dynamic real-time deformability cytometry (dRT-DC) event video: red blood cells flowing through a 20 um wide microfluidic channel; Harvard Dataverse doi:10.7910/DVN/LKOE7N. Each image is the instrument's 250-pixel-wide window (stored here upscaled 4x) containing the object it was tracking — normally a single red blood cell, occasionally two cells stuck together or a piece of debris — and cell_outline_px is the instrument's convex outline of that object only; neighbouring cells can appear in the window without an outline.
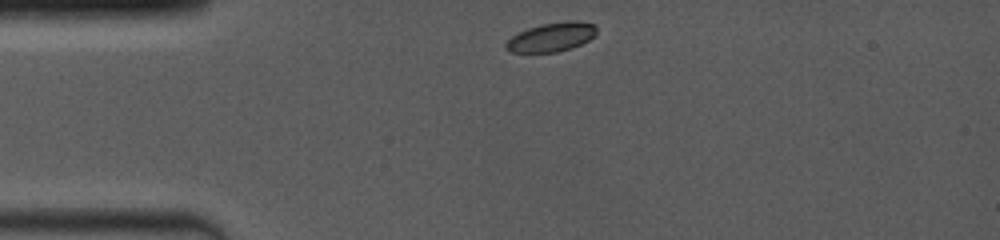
{"species": "common noctule bat (a hibernating species)", "species_latin": "Nyctalus noctula", "temperature_condition": "room temperature", "stored_images_in_passage": 7, "camera_frame_rate_fps": 4000, "um_per_image_px": 0.085, "animal": {"sex": "female", "body_mass_g": 19.0, "forearm_length_mm": 53.3}, "frame": {"image": 1, "passage_image": 1, "time_ms": 0.0, "image_size_px": [1000, 240], "cell_outline_px": [[596, 36], [572, 48], [556, 52], [512, 52], [504, 48], [504, 44], [512, 36], [528, 28], [540, 24], [568, 20], [576, 20], [596, 24]], "centroid_in_image_um": [46.9, 3.14], "position_along_channel_um": 38.1, "area_um2": 15.43}}
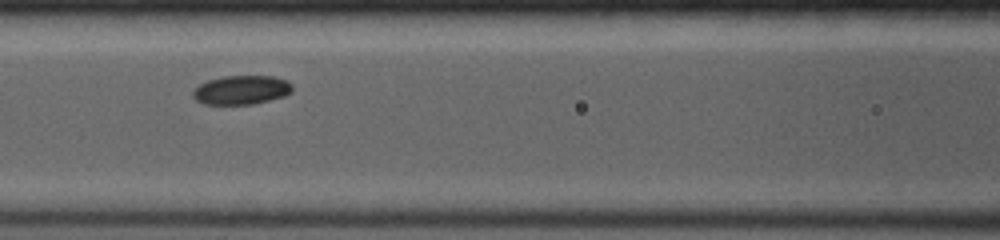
{"frame": {"image": 2, "passage_image": 6, "time_ms": 3.5, "image_size_px": [1000, 240], "cell_outline_px": [[292, 92], [284, 96], [252, 104], [204, 104], [196, 100], [192, 96], [192, 92], [200, 84], [208, 80], [224, 76], [272, 76], [288, 80], [292, 84]], "centroid_in_image_um": [20.53, 7.64], "position_along_channel_um": 146.1, "area_um2": 16.76}}
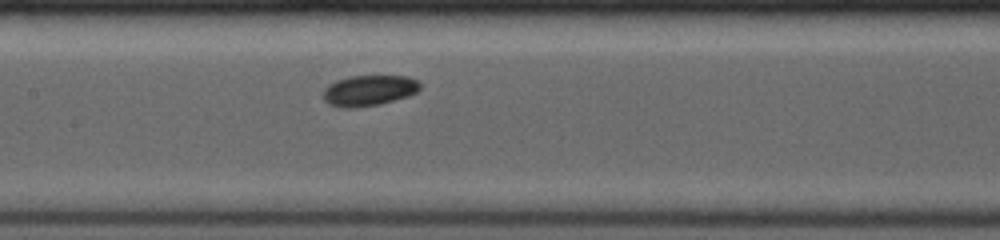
{"frame": {"image": 3, "passage_image": 7, "time_ms": 4.25, "image_size_px": [1000, 240], "cell_outline_px": [[420, 88], [416, 92], [408, 96], [380, 104], [356, 108], [340, 108], [328, 104], [324, 100], [324, 88], [328, 84], [336, 80], [352, 76], [408, 76], [416, 80], [420, 84]], "centroid_in_image_um": [31.33, 7.7], "position_along_channel_um": 176.1, "area_um2": 17.4}}